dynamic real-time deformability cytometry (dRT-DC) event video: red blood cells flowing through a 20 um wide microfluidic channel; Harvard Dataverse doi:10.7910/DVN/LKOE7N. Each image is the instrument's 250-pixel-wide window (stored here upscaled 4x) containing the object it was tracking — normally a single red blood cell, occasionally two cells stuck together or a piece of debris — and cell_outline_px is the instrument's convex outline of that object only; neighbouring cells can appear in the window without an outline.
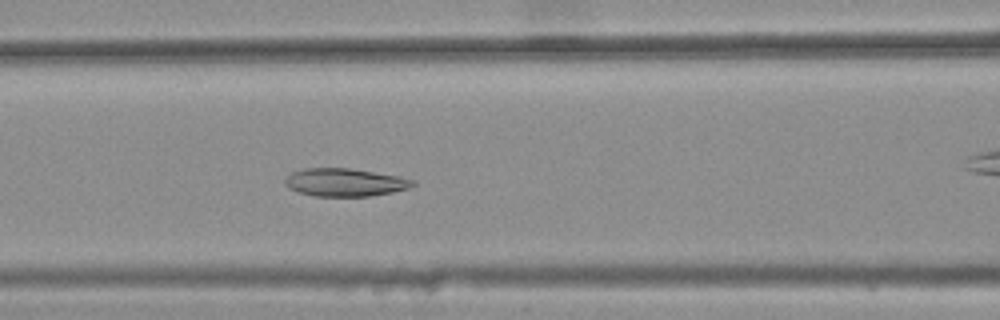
{"species": "common noctule bat (a hibernating species)", "species_latin": "Nyctalus noctula", "temperature_condition": "warm", "stored_images_in_passage": 29, "camera_frame_rate_fps": 3000, "um_per_image_px": 0.085, "animal": {"sex": "female", "body_mass_g": 25.1}, "frame": {"image": 1, "passage_image": 7, "time_ms": 2.0, "image_size_px": [1000, 320], "cell_outline_px": [[416, 184], [408, 188], [392, 192], [368, 196], [316, 196], [300, 192], [288, 188], [284, 184], [284, 180], [292, 172], [304, 168], [348, 168], [400, 176], [416, 180]], "centroid_in_image_um": [29.33, 15.49], "position_along_channel_um": 137.3, "area_um2": 20.75}}
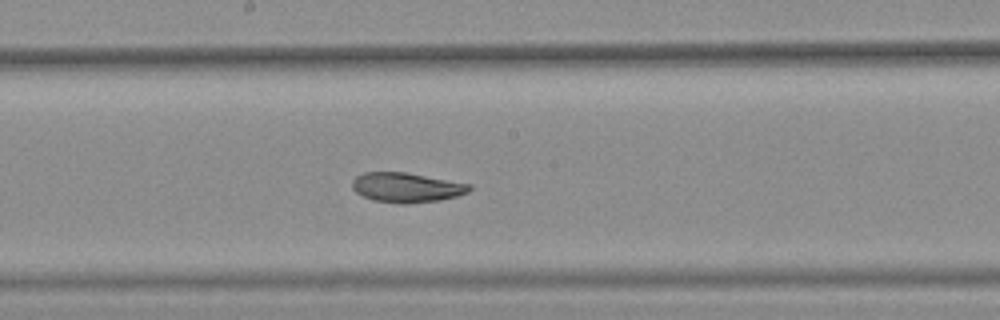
{"frame": {"image": 2, "passage_image": 13, "time_ms": 4.0, "image_size_px": [1000, 320], "cell_outline_px": [[472, 188], [468, 192], [456, 196], [440, 200], [408, 204], [400, 204], [372, 200], [356, 192], [352, 188], [352, 180], [356, 176], [364, 172], [404, 172], [472, 184]], "centroid_in_image_um": [34.55, 15.94], "position_along_channel_um": 213.7, "area_um2": 20.35}}
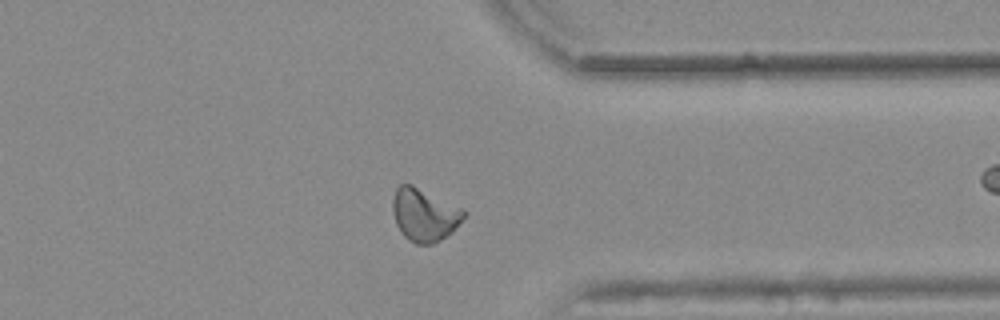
{"frame": {"image": 3, "passage_image": 26, "time_ms": 8.333, "image_size_px": [1000, 320], "cell_outline_px": [[468, 212], [452, 232], [440, 240], [432, 244], [416, 244], [408, 240], [400, 232], [396, 224], [392, 212], [392, 200], [396, 188], [400, 184], [412, 184], [464, 208]], "centroid_in_image_um": [36.07, 18.25], "position_along_channel_um": 375.3, "area_um2": 22.2}, "authors_computed_cell_mechanics": {"area_um2": 20.5768, "velocity_mm_per_s": 3.8277, "shape_relaxation_time_tau1_ms": null, "shape_relaxation_time_tau2_ms": 2.8008, "deformation_change_tau1": null, "deformation_change_tau2": 0.0815}}